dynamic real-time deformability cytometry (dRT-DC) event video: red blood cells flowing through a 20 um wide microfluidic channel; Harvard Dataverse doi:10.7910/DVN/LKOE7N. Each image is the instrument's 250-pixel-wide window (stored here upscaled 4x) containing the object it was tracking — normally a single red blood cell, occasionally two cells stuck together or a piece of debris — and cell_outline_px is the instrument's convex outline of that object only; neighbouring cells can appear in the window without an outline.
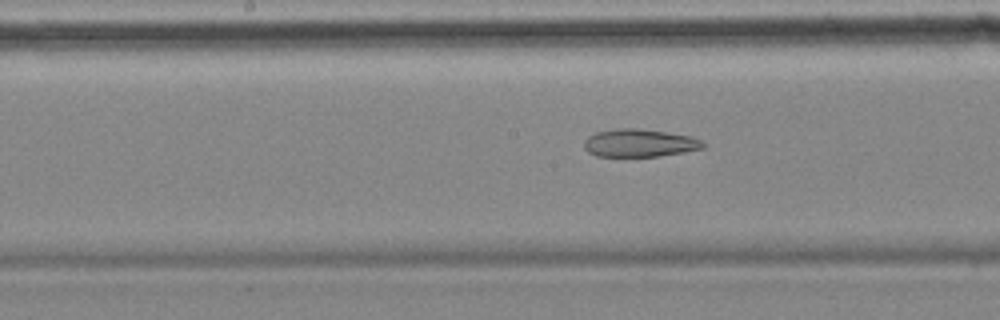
{"species": "common noctule bat (a hibernating species)", "species_latin": "Nyctalus noctula", "temperature_condition": "cold", "stored_images_in_passage": 19, "camera_frame_rate_fps": 3000, "um_per_image_px": 0.085, "animal": {"sex": "female", "body_mass_g": 18.4}, "frame": {"image": 1, "passage_image": 14, "time_ms": 4.333, "image_size_px": [1000, 320], "cell_outline_px": [[704, 148], [684, 152], [660, 156], [596, 156], [588, 152], [584, 148], [584, 140], [588, 136], [596, 132], [620, 128], [636, 128], [692, 136], [700, 140], [704, 144]], "centroid_in_image_um": [54.33, 12.16], "position_along_channel_um": 193.9, "area_um2": 19.19}}